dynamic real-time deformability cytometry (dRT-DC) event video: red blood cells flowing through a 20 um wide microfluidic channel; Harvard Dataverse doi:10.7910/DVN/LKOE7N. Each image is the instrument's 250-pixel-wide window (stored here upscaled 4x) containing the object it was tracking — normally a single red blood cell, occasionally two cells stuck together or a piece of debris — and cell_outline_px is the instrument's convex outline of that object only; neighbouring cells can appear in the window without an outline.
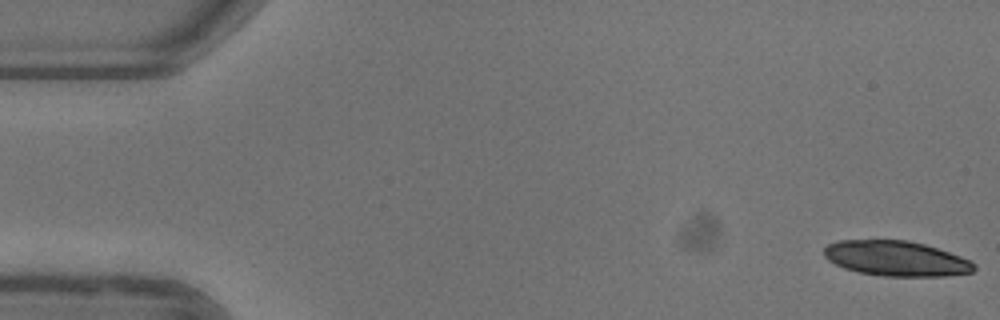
{"species": "common noctule bat (a hibernating species)", "species_latin": "Nyctalus noctula", "temperature_condition": "warm", "stored_images_in_passage": 39, "camera_frame_rate_fps": 3000, "um_per_image_px": 0.085, "animal": {"sex": "female"}, "frame": {"image": 1, "passage_image": 1, "time_ms": 0.0, "image_size_px": [1000, 320], "cell_outline_px": [[976, 268], [972, 272], [944, 276], [884, 276], [856, 272], [844, 268], [828, 260], [824, 256], [824, 248], [828, 244], [836, 240], [908, 240], [924, 244], [972, 260], [976, 264]], "centroid_in_image_um": [76.16, 21.97], "position_along_channel_um": 8.8, "area_um2": 30.81}}
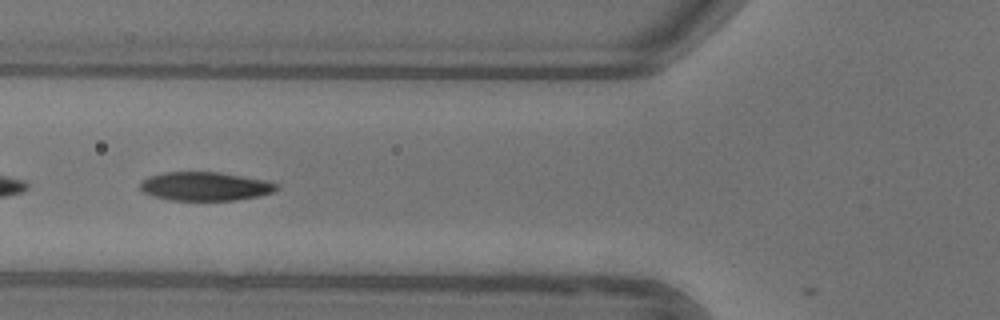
{"frame": {"image": 2, "passage_image": 20, "time_ms": 6.333, "image_size_px": [1000, 320], "cell_outline_px": [[280, 188], [272, 192], [260, 196], [236, 200], [168, 200], [144, 192], [140, 188], [140, 184], [148, 176], [164, 172], [220, 172], [264, 180], [280, 184]], "centroid_in_image_um": [17.47, 15.83], "position_along_channel_um": 108.3, "area_um2": 22.77}}
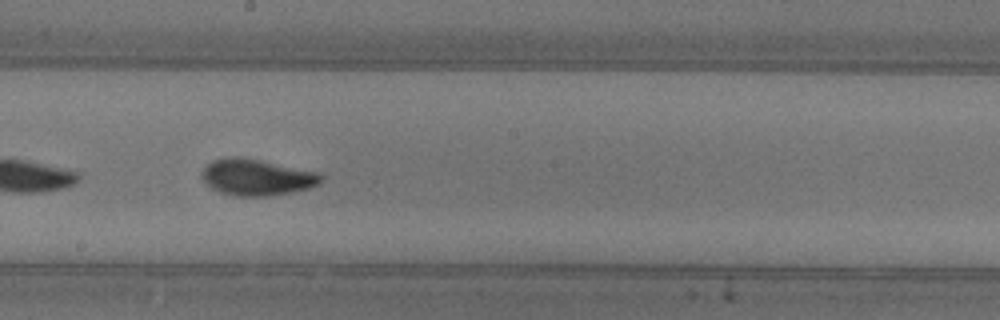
{"frame": {"image": 3, "passage_image": 29, "time_ms": 9.333, "image_size_px": [1000, 320], "cell_outline_px": [[324, 176], [320, 184], [308, 188], [292, 192], [264, 196], [236, 196], [220, 192], [212, 188], [200, 176], [200, 172], [212, 160], [232, 156], [240, 156], [260, 160], [316, 172]], "centroid_in_image_um": [21.8, 15.06], "position_along_channel_um": 226.4, "area_um2": 25.09}}